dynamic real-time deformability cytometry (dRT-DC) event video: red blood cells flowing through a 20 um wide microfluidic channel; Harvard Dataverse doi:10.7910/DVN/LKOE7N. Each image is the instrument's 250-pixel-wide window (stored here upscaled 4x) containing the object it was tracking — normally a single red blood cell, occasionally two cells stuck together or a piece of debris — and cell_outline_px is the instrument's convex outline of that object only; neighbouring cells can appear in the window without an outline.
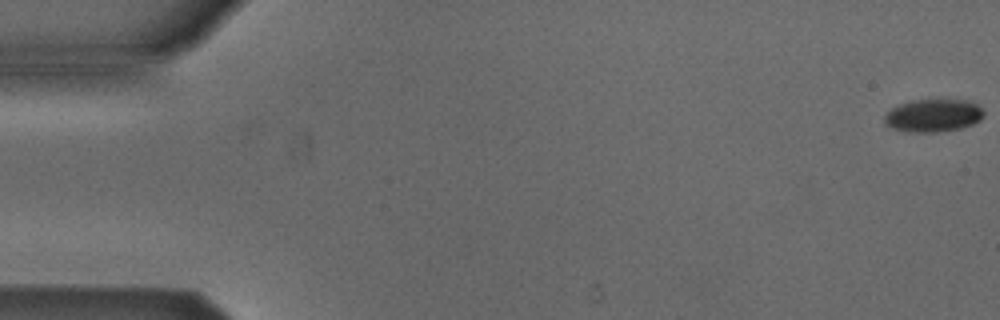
{"species": "Egyptian fruit bat (a non-hibernating species)", "species_latin": "Rousettus aegyptiacus", "temperature_condition": "cold", "stored_images_in_passage": 19, "camera_frame_rate_fps": 3000, "um_per_image_px": 0.085, "animal": {"sex": "male"}, "frame": {"image": 1, "passage_image": 1, "time_ms": 0.0, "image_size_px": [1000, 320], "cell_outline_px": [[984, 116], [980, 120], [972, 124], [960, 128], [936, 132], [908, 132], [892, 128], [884, 120], [884, 116], [892, 108], [900, 104], [912, 100], [964, 100], [976, 104], [984, 112]], "centroid_in_image_um": [79.32, 9.82], "position_along_channel_um": 5.7, "area_um2": 18.73}}
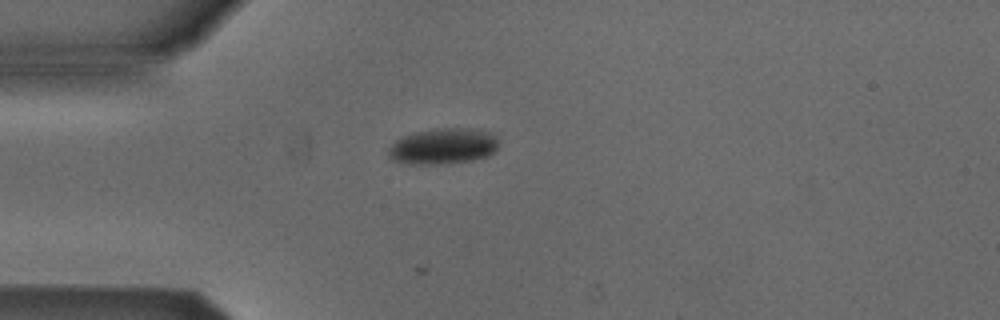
{"frame": {"image": 2, "passage_image": 15, "time_ms": 4.667, "image_size_px": [1000, 320], "cell_outline_px": [[496, 148], [488, 156], [472, 160], [448, 164], [404, 164], [392, 160], [388, 156], [388, 148], [396, 140], [404, 136], [416, 132], [436, 128], [468, 128], [488, 132], [496, 136]], "centroid_in_image_um": [37.61, 12.44], "position_along_channel_um": 47.4, "area_um2": 23.06}}